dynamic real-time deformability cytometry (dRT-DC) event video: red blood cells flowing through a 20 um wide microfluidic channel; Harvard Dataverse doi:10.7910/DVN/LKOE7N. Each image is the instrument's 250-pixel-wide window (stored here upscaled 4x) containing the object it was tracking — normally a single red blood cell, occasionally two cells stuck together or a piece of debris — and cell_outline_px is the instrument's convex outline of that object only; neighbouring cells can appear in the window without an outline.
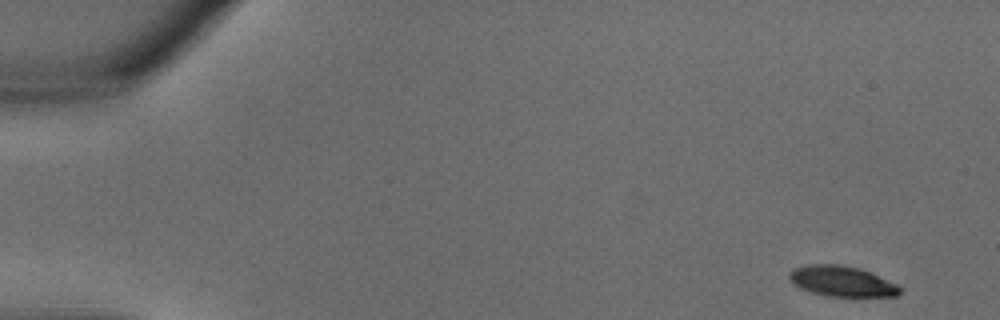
{"species": "common noctule bat (a hibernating species)", "species_latin": "Nyctalus noctula", "temperature_condition": "warm", "stored_images_in_passage": 33, "camera_frame_rate_fps": 3000, "um_per_image_px": 0.085, "animal": {"sex": "male", "body_mass_g": 18.8}, "frame": {"image": 1, "passage_image": 1, "time_ms": 0.0, "image_size_px": [1000, 320], "cell_outline_px": [[900, 292], [896, 296], [824, 296], [800, 288], [792, 284], [788, 276], [788, 272], [792, 268], [808, 264], [840, 264], [860, 268], [896, 284], [900, 288]], "centroid_in_image_um": [71.48, 23.89], "position_along_channel_um": 13.5, "area_um2": 19.65}}
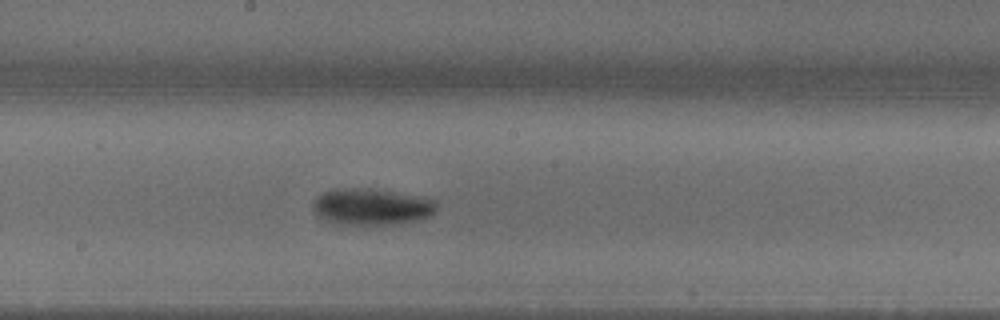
{"frame": {"image": 2, "passage_image": 18, "time_ms": 5.667, "image_size_px": [1000, 320], "cell_outline_px": [[436, 212], [432, 216], [420, 220], [364, 228], [324, 220], [312, 208], [312, 204], [324, 192], [336, 188], [372, 188], [420, 196], [436, 200]], "centroid_in_image_um": [31.63, 17.6], "position_along_channel_um": 216.6, "area_um2": 26.99}}
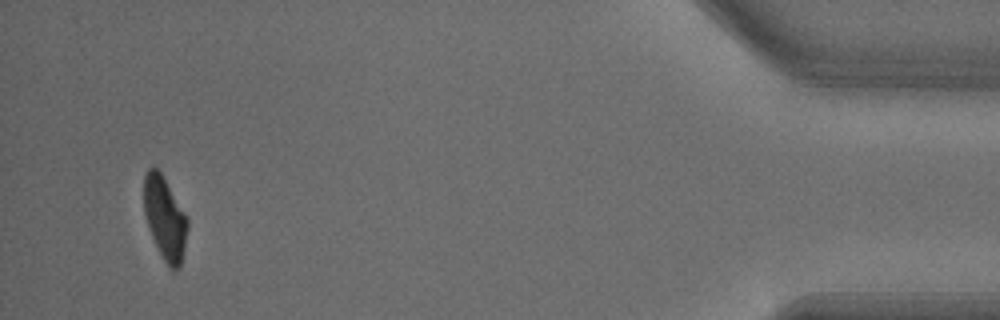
{"frame": {"image": 3, "passage_image": 32, "time_ms": 10.333, "image_size_px": [1000, 320], "cell_outline_px": [[188, 228], [180, 268], [172, 272], [164, 260], [152, 236], [144, 212], [144, 176], [148, 168], [156, 168], [160, 172], [184, 212], [188, 220]], "centroid_in_image_um": [14.02, 18.58], "position_along_channel_um": 421.2, "area_um2": 20.63}}